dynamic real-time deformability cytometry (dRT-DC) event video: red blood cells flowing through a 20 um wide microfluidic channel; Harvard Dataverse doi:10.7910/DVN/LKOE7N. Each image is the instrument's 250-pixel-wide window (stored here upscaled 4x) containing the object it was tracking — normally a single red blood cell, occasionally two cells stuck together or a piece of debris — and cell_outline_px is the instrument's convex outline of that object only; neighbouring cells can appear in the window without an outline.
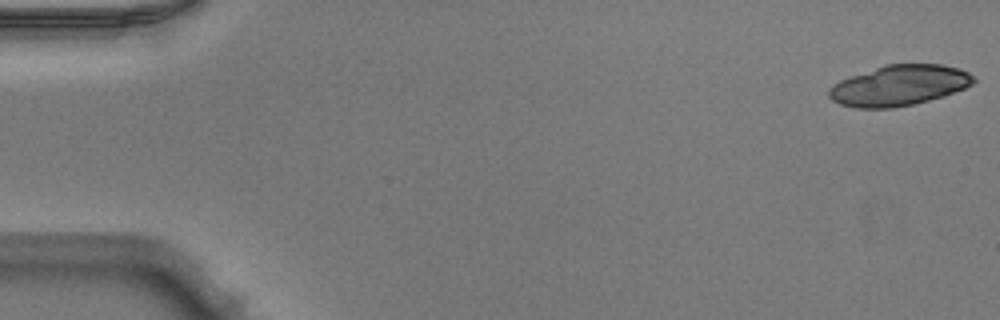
{"species": "Egyptian fruit bat (a non-hibernating species)", "species_latin": "Rousettus aegyptiacus", "temperature_condition": "warm", "stored_images_in_passage": 18, "camera_frame_rate_fps": 3000, "um_per_image_px": 0.085, "animal": {"sex": "male"}, "frame": {"image": 1, "passage_image": 1, "time_ms": 0.0, "image_size_px": [1000, 320], "cell_outline_px": [[976, 80], [972, 84], [964, 88], [944, 96], [912, 104], [892, 108], [856, 108], [840, 104], [832, 100], [828, 96], [828, 88], [832, 84], [840, 80], [884, 64], [944, 64], [960, 68], [968, 72]], "centroid_in_image_um": [76.41, 7.25], "position_along_channel_um": 8.6, "area_um2": 34.22}}